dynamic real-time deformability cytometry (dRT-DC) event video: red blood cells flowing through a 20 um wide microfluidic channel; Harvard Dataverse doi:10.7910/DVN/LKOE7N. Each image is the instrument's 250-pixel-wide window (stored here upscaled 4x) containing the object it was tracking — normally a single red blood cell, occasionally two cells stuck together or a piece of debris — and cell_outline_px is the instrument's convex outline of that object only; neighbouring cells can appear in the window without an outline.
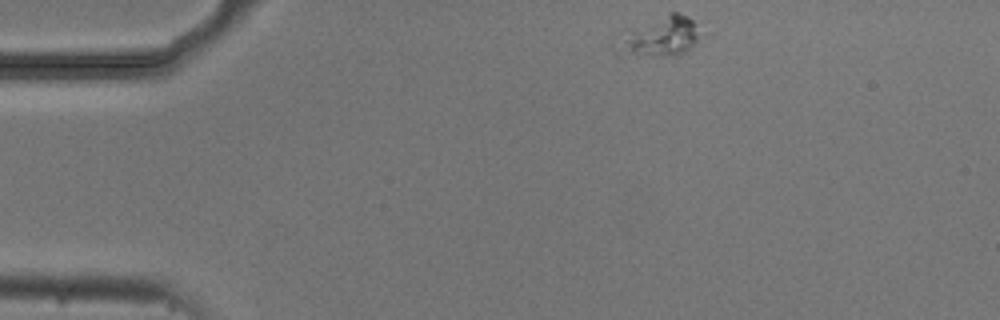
{"species": "common noctule bat (a hibernating species)", "species_latin": "Nyctalus noctula", "temperature_condition": "cold", "stored_images_in_passage": 3, "camera_frame_rate_fps": 3000, "um_per_image_px": 0.085, "animal": {"sex": "male", "body_mass_g": 20.5, "forearm_length_mm": 52.5}, "frame": {"image": 1, "passage_image": 1, "time_ms": 0.0, "image_size_px": [1000, 320], "cell_outline_px": [[696, 40], [684, 52], [676, 56], [616, 56], [612, 52], [612, 44], [624, 28], [672, 12], [680, 12], [692, 20], [696, 36]], "centroid_in_image_um": [55.81, 3.15], "position_along_channel_um": 29.2, "area_um2": 20.0}}